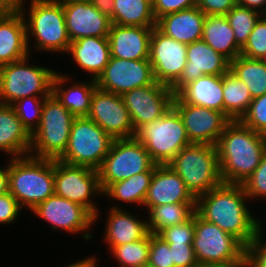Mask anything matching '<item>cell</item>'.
<instances>
[{
	"label": "cell",
	"instance_id": "20",
	"mask_svg": "<svg viewBox=\"0 0 266 267\" xmlns=\"http://www.w3.org/2000/svg\"><path fill=\"white\" fill-rule=\"evenodd\" d=\"M230 61L203 40L187 45V63L179 80L171 87L176 95L186 84L204 75H223Z\"/></svg>",
	"mask_w": 266,
	"mask_h": 267
},
{
	"label": "cell",
	"instance_id": "42",
	"mask_svg": "<svg viewBox=\"0 0 266 267\" xmlns=\"http://www.w3.org/2000/svg\"><path fill=\"white\" fill-rule=\"evenodd\" d=\"M246 195L250 199L266 197V149L262 155L259 166L242 184Z\"/></svg>",
	"mask_w": 266,
	"mask_h": 267
},
{
	"label": "cell",
	"instance_id": "53",
	"mask_svg": "<svg viewBox=\"0 0 266 267\" xmlns=\"http://www.w3.org/2000/svg\"><path fill=\"white\" fill-rule=\"evenodd\" d=\"M195 267H230L228 264H217V263H199Z\"/></svg>",
	"mask_w": 266,
	"mask_h": 267
},
{
	"label": "cell",
	"instance_id": "50",
	"mask_svg": "<svg viewBox=\"0 0 266 267\" xmlns=\"http://www.w3.org/2000/svg\"><path fill=\"white\" fill-rule=\"evenodd\" d=\"M237 5L257 10L263 14L266 11V0H236ZM264 8L262 9L261 7ZM261 11H260V10Z\"/></svg>",
	"mask_w": 266,
	"mask_h": 267
},
{
	"label": "cell",
	"instance_id": "15",
	"mask_svg": "<svg viewBox=\"0 0 266 267\" xmlns=\"http://www.w3.org/2000/svg\"><path fill=\"white\" fill-rule=\"evenodd\" d=\"M173 107L180 114L191 143L217 145L226 126L232 121L225 113L184 103L174 96Z\"/></svg>",
	"mask_w": 266,
	"mask_h": 267
},
{
	"label": "cell",
	"instance_id": "56",
	"mask_svg": "<svg viewBox=\"0 0 266 267\" xmlns=\"http://www.w3.org/2000/svg\"><path fill=\"white\" fill-rule=\"evenodd\" d=\"M264 63H266V54L264 55V57L261 59Z\"/></svg>",
	"mask_w": 266,
	"mask_h": 267
},
{
	"label": "cell",
	"instance_id": "13",
	"mask_svg": "<svg viewBox=\"0 0 266 267\" xmlns=\"http://www.w3.org/2000/svg\"><path fill=\"white\" fill-rule=\"evenodd\" d=\"M174 92L170 87L154 81L151 85L137 87L122 95L134 130L143 124L162 117L173 107Z\"/></svg>",
	"mask_w": 266,
	"mask_h": 267
},
{
	"label": "cell",
	"instance_id": "41",
	"mask_svg": "<svg viewBox=\"0 0 266 267\" xmlns=\"http://www.w3.org/2000/svg\"><path fill=\"white\" fill-rule=\"evenodd\" d=\"M195 234V213L184 223L163 229L158 236L168 244H193Z\"/></svg>",
	"mask_w": 266,
	"mask_h": 267
},
{
	"label": "cell",
	"instance_id": "43",
	"mask_svg": "<svg viewBox=\"0 0 266 267\" xmlns=\"http://www.w3.org/2000/svg\"><path fill=\"white\" fill-rule=\"evenodd\" d=\"M151 267H175L169 244L156 234L151 233L149 262Z\"/></svg>",
	"mask_w": 266,
	"mask_h": 267
},
{
	"label": "cell",
	"instance_id": "39",
	"mask_svg": "<svg viewBox=\"0 0 266 267\" xmlns=\"http://www.w3.org/2000/svg\"><path fill=\"white\" fill-rule=\"evenodd\" d=\"M266 54V18L261 17L256 22L246 44L241 48L242 56L251 59H262Z\"/></svg>",
	"mask_w": 266,
	"mask_h": 267
},
{
	"label": "cell",
	"instance_id": "49",
	"mask_svg": "<svg viewBox=\"0 0 266 267\" xmlns=\"http://www.w3.org/2000/svg\"><path fill=\"white\" fill-rule=\"evenodd\" d=\"M26 0H0V7L5 12H22Z\"/></svg>",
	"mask_w": 266,
	"mask_h": 267
},
{
	"label": "cell",
	"instance_id": "48",
	"mask_svg": "<svg viewBox=\"0 0 266 267\" xmlns=\"http://www.w3.org/2000/svg\"><path fill=\"white\" fill-rule=\"evenodd\" d=\"M236 4V0H197L196 6L206 16H225Z\"/></svg>",
	"mask_w": 266,
	"mask_h": 267
},
{
	"label": "cell",
	"instance_id": "52",
	"mask_svg": "<svg viewBox=\"0 0 266 267\" xmlns=\"http://www.w3.org/2000/svg\"><path fill=\"white\" fill-rule=\"evenodd\" d=\"M8 191V166L6 169L0 167V194Z\"/></svg>",
	"mask_w": 266,
	"mask_h": 267
},
{
	"label": "cell",
	"instance_id": "8",
	"mask_svg": "<svg viewBox=\"0 0 266 267\" xmlns=\"http://www.w3.org/2000/svg\"><path fill=\"white\" fill-rule=\"evenodd\" d=\"M30 1L29 19L25 21L28 46L31 34L35 37L36 48L47 52H67L71 40L67 33L61 0Z\"/></svg>",
	"mask_w": 266,
	"mask_h": 267
},
{
	"label": "cell",
	"instance_id": "29",
	"mask_svg": "<svg viewBox=\"0 0 266 267\" xmlns=\"http://www.w3.org/2000/svg\"><path fill=\"white\" fill-rule=\"evenodd\" d=\"M69 78L56 72L52 81V93L74 117H87L92 95L97 88L96 81L92 79L89 83H74L71 88L64 89L61 86Z\"/></svg>",
	"mask_w": 266,
	"mask_h": 267
},
{
	"label": "cell",
	"instance_id": "6",
	"mask_svg": "<svg viewBox=\"0 0 266 267\" xmlns=\"http://www.w3.org/2000/svg\"><path fill=\"white\" fill-rule=\"evenodd\" d=\"M134 137L157 165H167L181 149L192 144L183 120L174 107L162 117L140 126Z\"/></svg>",
	"mask_w": 266,
	"mask_h": 267
},
{
	"label": "cell",
	"instance_id": "40",
	"mask_svg": "<svg viewBox=\"0 0 266 267\" xmlns=\"http://www.w3.org/2000/svg\"><path fill=\"white\" fill-rule=\"evenodd\" d=\"M240 121L254 132L266 136V94L252 99Z\"/></svg>",
	"mask_w": 266,
	"mask_h": 267
},
{
	"label": "cell",
	"instance_id": "7",
	"mask_svg": "<svg viewBox=\"0 0 266 267\" xmlns=\"http://www.w3.org/2000/svg\"><path fill=\"white\" fill-rule=\"evenodd\" d=\"M193 249L197 263L228 264L246 267L247 248L233 235L195 212Z\"/></svg>",
	"mask_w": 266,
	"mask_h": 267
},
{
	"label": "cell",
	"instance_id": "59",
	"mask_svg": "<svg viewBox=\"0 0 266 267\" xmlns=\"http://www.w3.org/2000/svg\"><path fill=\"white\" fill-rule=\"evenodd\" d=\"M262 15L266 18V11Z\"/></svg>",
	"mask_w": 266,
	"mask_h": 267
},
{
	"label": "cell",
	"instance_id": "36",
	"mask_svg": "<svg viewBox=\"0 0 266 267\" xmlns=\"http://www.w3.org/2000/svg\"><path fill=\"white\" fill-rule=\"evenodd\" d=\"M150 238L149 232L138 241L113 247L111 253L118 260L120 267H143L149 262Z\"/></svg>",
	"mask_w": 266,
	"mask_h": 267
},
{
	"label": "cell",
	"instance_id": "25",
	"mask_svg": "<svg viewBox=\"0 0 266 267\" xmlns=\"http://www.w3.org/2000/svg\"><path fill=\"white\" fill-rule=\"evenodd\" d=\"M67 53L82 69L90 72L96 80L111 57L108 37H85L70 43Z\"/></svg>",
	"mask_w": 266,
	"mask_h": 267
},
{
	"label": "cell",
	"instance_id": "57",
	"mask_svg": "<svg viewBox=\"0 0 266 267\" xmlns=\"http://www.w3.org/2000/svg\"><path fill=\"white\" fill-rule=\"evenodd\" d=\"M78 1H84V2H93V0H78Z\"/></svg>",
	"mask_w": 266,
	"mask_h": 267
},
{
	"label": "cell",
	"instance_id": "28",
	"mask_svg": "<svg viewBox=\"0 0 266 267\" xmlns=\"http://www.w3.org/2000/svg\"><path fill=\"white\" fill-rule=\"evenodd\" d=\"M129 213L117 206L110 209L105 228V240L110 250L115 246L138 241L149 233L147 220L141 221Z\"/></svg>",
	"mask_w": 266,
	"mask_h": 267
},
{
	"label": "cell",
	"instance_id": "10",
	"mask_svg": "<svg viewBox=\"0 0 266 267\" xmlns=\"http://www.w3.org/2000/svg\"><path fill=\"white\" fill-rule=\"evenodd\" d=\"M115 139L88 117H75L60 161L97 170Z\"/></svg>",
	"mask_w": 266,
	"mask_h": 267
},
{
	"label": "cell",
	"instance_id": "35",
	"mask_svg": "<svg viewBox=\"0 0 266 267\" xmlns=\"http://www.w3.org/2000/svg\"><path fill=\"white\" fill-rule=\"evenodd\" d=\"M196 203H173L154 206L149 209L148 230L158 235L163 229L184 223L195 213Z\"/></svg>",
	"mask_w": 266,
	"mask_h": 267
},
{
	"label": "cell",
	"instance_id": "2",
	"mask_svg": "<svg viewBox=\"0 0 266 267\" xmlns=\"http://www.w3.org/2000/svg\"><path fill=\"white\" fill-rule=\"evenodd\" d=\"M216 146L223 183L243 184L261 162L266 136L254 132L240 120L231 121Z\"/></svg>",
	"mask_w": 266,
	"mask_h": 267
},
{
	"label": "cell",
	"instance_id": "46",
	"mask_svg": "<svg viewBox=\"0 0 266 267\" xmlns=\"http://www.w3.org/2000/svg\"><path fill=\"white\" fill-rule=\"evenodd\" d=\"M175 267H195L198 265L193 244H169Z\"/></svg>",
	"mask_w": 266,
	"mask_h": 267
},
{
	"label": "cell",
	"instance_id": "9",
	"mask_svg": "<svg viewBox=\"0 0 266 267\" xmlns=\"http://www.w3.org/2000/svg\"><path fill=\"white\" fill-rule=\"evenodd\" d=\"M28 57L0 66V103L12 105L26 97H48L55 71L29 66ZM40 95V96H39Z\"/></svg>",
	"mask_w": 266,
	"mask_h": 267
},
{
	"label": "cell",
	"instance_id": "1",
	"mask_svg": "<svg viewBox=\"0 0 266 267\" xmlns=\"http://www.w3.org/2000/svg\"><path fill=\"white\" fill-rule=\"evenodd\" d=\"M246 199L249 198L242 184L222 183L196 198L195 212L233 235L247 248L261 225L251 216Z\"/></svg>",
	"mask_w": 266,
	"mask_h": 267
},
{
	"label": "cell",
	"instance_id": "51",
	"mask_svg": "<svg viewBox=\"0 0 266 267\" xmlns=\"http://www.w3.org/2000/svg\"><path fill=\"white\" fill-rule=\"evenodd\" d=\"M92 4L103 14L109 18L112 17V10L114 6V0H93Z\"/></svg>",
	"mask_w": 266,
	"mask_h": 267
},
{
	"label": "cell",
	"instance_id": "47",
	"mask_svg": "<svg viewBox=\"0 0 266 267\" xmlns=\"http://www.w3.org/2000/svg\"><path fill=\"white\" fill-rule=\"evenodd\" d=\"M19 202L11 195L9 191L0 194V223H13L21 210Z\"/></svg>",
	"mask_w": 266,
	"mask_h": 267
},
{
	"label": "cell",
	"instance_id": "5",
	"mask_svg": "<svg viewBox=\"0 0 266 267\" xmlns=\"http://www.w3.org/2000/svg\"><path fill=\"white\" fill-rule=\"evenodd\" d=\"M74 119L75 117L51 93L44 100L40 124L31 135L30 152L36 150V153L29 155L59 160L65 153Z\"/></svg>",
	"mask_w": 266,
	"mask_h": 267
},
{
	"label": "cell",
	"instance_id": "44",
	"mask_svg": "<svg viewBox=\"0 0 266 267\" xmlns=\"http://www.w3.org/2000/svg\"><path fill=\"white\" fill-rule=\"evenodd\" d=\"M261 232L262 227L260 226L256 237L247 247L246 267H266V241L262 240Z\"/></svg>",
	"mask_w": 266,
	"mask_h": 267
},
{
	"label": "cell",
	"instance_id": "32",
	"mask_svg": "<svg viewBox=\"0 0 266 267\" xmlns=\"http://www.w3.org/2000/svg\"><path fill=\"white\" fill-rule=\"evenodd\" d=\"M230 71L249 89L253 98L266 94V63L242 55L230 62Z\"/></svg>",
	"mask_w": 266,
	"mask_h": 267
},
{
	"label": "cell",
	"instance_id": "4",
	"mask_svg": "<svg viewBox=\"0 0 266 267\" xmlns=\"http://www.w3.org/2000/svg\"><path fill=\"white\" fill-rule=\"evenodd\" d=\"M168 165L195 198L223 183L216 145L192 143L181 149Z\"/></svg>",
	"mask_w": 266,
	"mask_h": 267
},
{
	"label": "cell",
	"instance_id": "27",
	"mask_svg": "<svg viewBox=\"0 0 266 267\" xmlns=\"http://www.w3.org/2000/svg\"><path fill=\"white\" fill-rule=\"evenodd\" d=\"M31 134L23 126L12 105L0 103V151L11 157L29 155Z\"/></svg>",
	"mask_w": 266,
	"mask_h": 267
},
{
	"label": "cell",
	"instance_id": "23",
	"mask_svg": "<svg viewBox=\"0 0 266 267\" xmlns=\"http://www.w3.org/2000/svg\"><path fill=\"white\" fill-rule=\"evenodd\" d=\"M25 12L0 14V66L29 56Z\"/></svg>",
	"mask_w": 266,
	"mask_h": 267
},
{
	"label": "cell",
	"instance_id": "14",
	"mask_svg": "<svg viewBox=\"0 0 266 267\" xmlns=\"http://www.w3.org/2000/svg\"><path fill=\"white\" fill-rule=\"evenodd\" d=\"M149 61L156 82L172 87L180 78L187 63V45L153 28Z\"/></svg>",
	"mask_w": 266,
	"mask_h": 267
},
{
	"label": "cell",
	"instance_id": "58",
	"mask_svg": "<svg viewBox=\"0 0 266 267\" xmlns=\"http://www.w3.org/2000/svg\"><path fill=\"white\" fill-rule=\"evenodd\" d=\"M6 13L1 7H0V14Z\"/></svg>",
	"mask_w": 266,
	"mask_h": 267
},
{
	"label": "cell",
	"instance_id": "18",
	"mask_svg": "<svg viewBox=\"0 0 266 267\" xmlns=\"http://www.w3.org/2000/svg\"><path fill=\"white\" fill-rule=\"evenodd\" d=\"M37 216L48 221L53 229H63L69 233L86 232L84 238L90 239L88 229L95 223V217L82 205L52 195L32 209ZM88 232V233H87Z\"/></svg>",
	"mask_w": 266,
	"mask_h": 267
},
{
	"label": "cell",
	"instance_id": "31",
	"mask_svg": "<svg viewBox=\"0 0 266 267\" xmlns=\"http://www.w3.org/2000/svg\"><path fill=\"white\" fill-rule=\"evenodd\" d=\"M111 24L156 27L152 0H114Z\"/></svg>",
	"mask_w": 266,
	"mask_h": 267
},
{
	"label": "cell",
	"instance_id": "12",
	"mask_svg": "<svg viewBox=\"0 0 266 267\" xmlns=\"http://www.w3.org/2000/svg\"><path fill=\"white\" fill-rule=\"evenodd\" d=\"M54 191L55 195L85 207L96 222L99 212L90 197L102 194L97 170L54 160Z\"/></svg>",
	"mask_w": 266,
	"mask_h": 267
},
{
	"label": "cell",
	"instance_id": "54",
	"mask_svg": "<svg viewBox=\"0 0 266 267\" xmlns=\"http://www.w3.org/2000/svg\"><path fill=\"white\" fill-rule=\"evenodd\" d=\"M66 267H87V257L86 259H83L81 261L79 260L78 262L71 264L69 266H66Z\"/></svg>",
	"mask_w": 266,
	"mask_h": 267
},
{
	"label": "cell",
	"instance_id": "17",
	"mask_svg": "<svg viewBox=\"0 0 266 267\" xmlns=\"http://www.w3.org/2000/svg\"><path fill=\"white\" fill-rule=\"evenodd\" d=\"M114 139L132 138L135 130L121 95L96 88L87 115Z\"/></svg>",
	"mask_w": 266,
	"mask_h": 267
},
{
	"label": "cell",
	"instance_id": "45",
	"mask_svg": "<svg viewBox=\"0 0 266 267\" xmlns=\"http://www.w3.org/2000/svg\"><path fill=\"white\" fill-rule=\"evenodd\" d=\"M197 5V0H152V10L156 21L170 13L189 9Z\"/></svg>",
	"mask_w": 266,
	"mask_h": 267
},
{
	"label": "cell",
	"instance_id": "16",
	"mask_svg": "<svg viewBox=\"0 0 266 267\" xmlns=\"http://www.w3.org/2000/svg\"><path fill=\"white\" fill-rule=\"evenodd\" d=\"M95 81L97 88L122 96L134 88L151 85L155 79L149 60L110 57L105 69Z\"/></svg>",
	"mask_w": 266,
	"mask_h": 267
},
{
	"label": "cell",
	"instance_id": "33",
	"mask_svg": "<svg viewBox=\"0 0 266 267\" xmlns=\"http://www.w3.org/2000/svg\"><path fill=\"white\" fill-rule=\"evenodd\" d=\"M224 113L238 121L247 113L252 97L248 87L230 70L223 74Z\"/></svg>",
	"mask_w": 266,
	"mask_h": 267
},
{
	"label": "cell",
	"instance_id": "11",
	"mask_svg": "<svg viewBox=\"0 0 266 267\" xmlns=\"http://www.w3.org/2000/svg\"><path fill=\"white\" fill-rule=\"evenodd\" d=\"M154 164L148 151L135 137L115 139L97 169L102 193L111 184L148 171Z\"/></svg>",
	"mask_w": 266,
	"mask_h": 267
},
{
	"label": "cell",
	"instance_id": "24",
	"mask_svg": "<svg viewBox=\"0 0 266 267\" xmlns=\"http://www.w3.org/2000/svg\"><path fill=\"white\" fill-rule=\"evenodd\" d=\"M205 18V13L195 6L159 18L156 28L164 35L189 45L202 40Z\"/></svg>",
	"mask_w": 266,
	"mask_h": 267
},
{
	"label": "cell",
	"instance_id": "22",
	"mask_svg": "<svg viewBox=\"0 0 266 267\" xmlns=\"http://www.w3.org/2000/svg\"><path fill=\"white\" fill-rule=\"evenodd\" d=\"M153 28L111 24L108 34L111 57L149 60Z\"/></svg>",
	"mask_w": 266,
	"mask_h": 267
},
{
	"label": "cell",
	"instance_id": "30",
	"mask_svg": "<svg viewBox=\"0 0 266 267\" xmlns=\"http://www.w3.org/2000/svg\"><path fill=\"white\" fill-rule=\"evenodd\" d=\"M202 40L230 62L241 54V47L235 41L233 29L226 16H206Z\"/></svg>",
	"mask_w": 266,
	"mask_h": 267
},
{
	"label": "cell",
	"instance_id": "38",
	"mask_svg": "<svg viewBox=\"0 0 266 267\" xmlns=\"http://www.w3.org/2000/svg\"><path fill=\"white\" fill-rule=\"evenodd\" d=\"M45 98L46 97H26L19 99L12 104V107L14 108L17 117L31 135L40 124L42 108Z\"/></svg>",
	"mask_w": 266,
	"mask_h": 267
},
{
	"label": "cell",
	"instance_id": "55",
	"mask_svg": "<svg viewBox=\"0 0 266 267\" xmlns=\"http://www.w3.org/2000/svg\"><path fill=\"white\" fill-rule=\"evenodd\" d=\"M97 260L94 257H87V267H97Z\"/></svg>",
	"mask_w": 266,
	"mask_h": 267
},
{
	"label": "cell",
	"instance_id": "19",
	"mask_svg": "<svg viewBox=\"0 0 266 267\" xmlns=\"http://www.w3.org/2000/svg\"><path fill=\"white\" fill-rule=\"evenodd\" d=\"M61 3L71 42L85 37H108L111 20L91 2L61 0Z\"/></svg>",
	"mask_w": 266,
	"mask_h": 267
},
{
	"label": "cell",
	"instance_id": "3",
	"mask_svg": "<svg viewBox=\"0 0 266 267\" xmlns=\"http://www.w3.org/2000/svg\"><path fill=\"white\" fill-rule=\"evenodd\" d=\"M8 191L21 207L34 209L55 194L54 160L31 155L13 157L8 164Z\"/></svg>",
	"mask_w": 266,
	"mask_h": 267
},
{
	"label": "cell",
	"instance_id": "21",
	"mask_svg": "<svg viewBox=\"0 0 266 267\" xmlns=\"http://www.w3.org/2000/svg\"><path fill=\"white\" fill-rule=\"evenodd\" d=\"M168 203H196V198L168 164L156 165L144 206L149 210L151 207Z\"/></svg>",
	"mask_w": 266,
	"mask_h": 267
},
{
	"label": "cell",
	"instance_id": "37",
	"mask_svg": "<svg viewBox=\"0 0 266 267\" xmlns=\"http://www.w3.org/2000/svg\"><path fill=\"white\" fill-rule=\"evenodd\" d=\"M260 15L261 12L257 10L237 4L225 15L233 29L235 41L241 48L246 44Z\"/></svg>",
	"mask_w": 266,
	"mask_h": 267
},
{
	"label": "cell",
	"instance_id": "34",
	"mask_svg": "<svg viewBox=\"0 0 266 267\" xmlns=\"http://www.w3.org/2000/svg\"><path fill=\"white\" fill-rule=\"evenodd\" d=\"M154 164L148 171L132 175L126 180L111 184L103 193L113 199L144 205V200L153 176Z\"/></svg>",
	"mask_w": 266,
	"mask_h": 267
},
{
	"label": "cell",
	"instance_id": "26",
	"mask_svg": "<svg viewBox=\"0 0 266 267\" xmlns=\"http://www.w3.org/2000/svg\"><path fill=\"white\" fill-rule=\"evenodd\" d=\"M176 95L184 103L224 113L223 75H204L186 84Z\"/></svg>",
	"mask_w": 266,
	"mask_h": 267
}]
</instances>
